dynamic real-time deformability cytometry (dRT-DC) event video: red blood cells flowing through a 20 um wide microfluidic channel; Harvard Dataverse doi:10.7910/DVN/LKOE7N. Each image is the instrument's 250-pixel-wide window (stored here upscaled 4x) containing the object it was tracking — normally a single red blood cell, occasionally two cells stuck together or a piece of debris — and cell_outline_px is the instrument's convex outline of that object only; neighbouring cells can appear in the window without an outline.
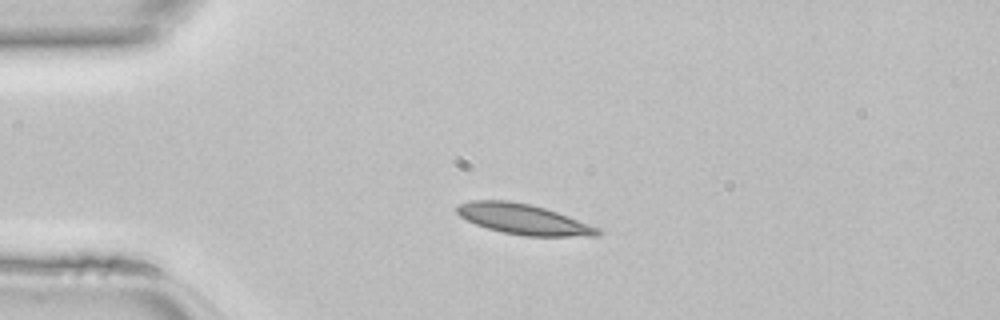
{"species": "common noctule bat (a hibernating species)", "species_latin": "Nyctalus noctula", "temperature_condition": "room temperature", "stored_images_in_passage": 45, "camera_frame_rate_fps": 3000, "um_per_image_px": 0.085, "animal": {"sex": "female", "body_mass_g": 22.7, "forearm_length_mm": 54.2}, "frame": {"image": 1, "passage_image": 10, "time_ms": 3.0, "image_size_px": [1000, 320], "cell_outline_px": [[600, 232], [596, 236], [524, 236], [504, 232], [488, 228], [476, 224], [460, 216], [456, 212], [456, 208], [460, 204], [472, 200], [508, 200], [532, 204], [556, 212], [600, 228]], "centroid_in_image_um": [44.48, 18.63], "position_along_channel_um": 40.5, "area_um2": 24.62}}
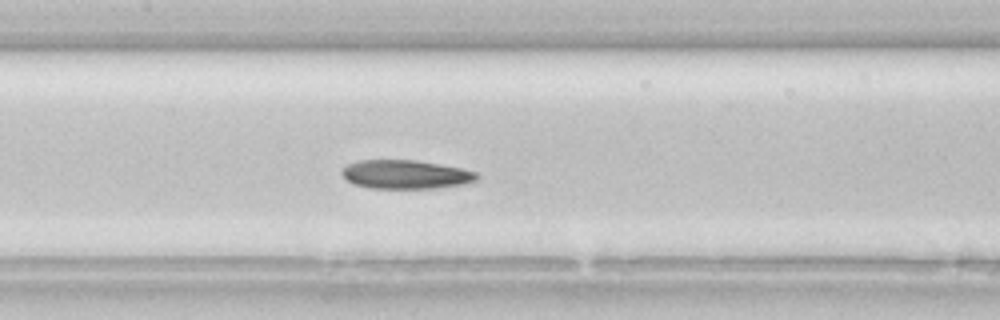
{"frame": {"image": 2, "passage_image": 21, "time_ms": 6.667, "image_size_px": [1000, 320], "cell_outline_px": [[480, 176], [476, 180], [468, 184], [436, 188], [368, 188], [352, 184], [340, 172], [348, 164], [360, 160], [416, 160], [460, 168], [476, 172]], "centroid_in_image_um": [34.5, 14.83], "position_along_channel_um": 172.9, "area_um2": 22.66}}
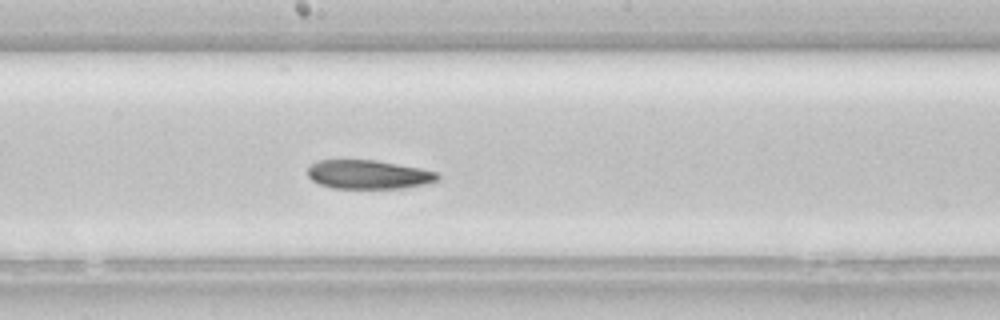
{"frame": {"image": 3, "passage_image": 24, "time_ms": 7.667, "image_size_px": [1000, 320], "cell_outline_px": [[440, 180], [428, 184], [400, 188], [332, 188], [320, 184], [312, 180], [308, 176], [308, 168], [312, 164], [320, 160], [376, 160], [420, 168], [436, 172], [440, 176]], "centroid_in_image_um": [31.35, 14.83], "position_along_channel_um": 216.8, "area_um2": 21.85}}